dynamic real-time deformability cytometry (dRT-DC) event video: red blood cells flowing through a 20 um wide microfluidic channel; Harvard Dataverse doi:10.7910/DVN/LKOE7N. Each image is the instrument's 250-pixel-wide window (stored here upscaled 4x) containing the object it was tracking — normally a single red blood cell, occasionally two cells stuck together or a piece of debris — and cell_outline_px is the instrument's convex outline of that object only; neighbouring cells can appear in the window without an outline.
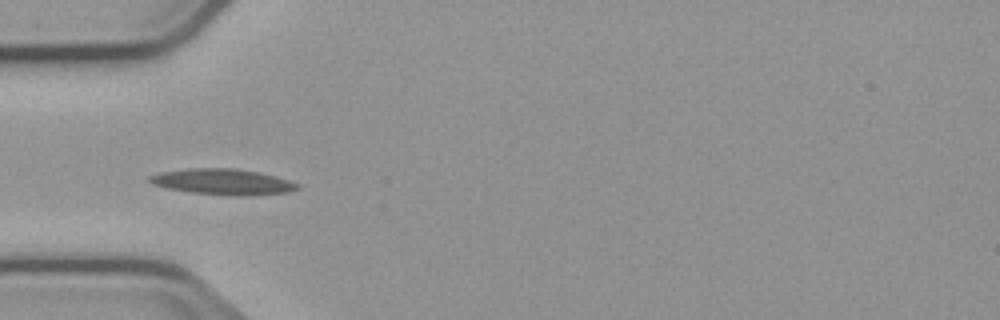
{"species": "common noctule bat (a hibernating species)", "species_latin": "Nyctalus noctula", "temperature_condition": "cold", "stored_images_in_passage": 3, "camera_frame_rate_fps": 3000, "um_per_image_px": 0.085, "animal": {"sex": "male", "body_mass_g": 23.1, "forearm_length_mm": 52.7}, "frame": {"image": 1, "passage_image": 1, "time_ms": 0.0, "image_size_px": [1000, 320], "cell_outline_px": [[300, 188], [288, 192], [248, 196], [236, 196], [192, 192], [168, 188], [152, 184], [148, 180], [148, 176], [160, 172], [192, 168], [236, 168], [276, 176], [300, 184]], "centroid_in_image_um": [18.95, 15.45], "position_along_channel_um": 66.0, "area_um2": 22.2}}
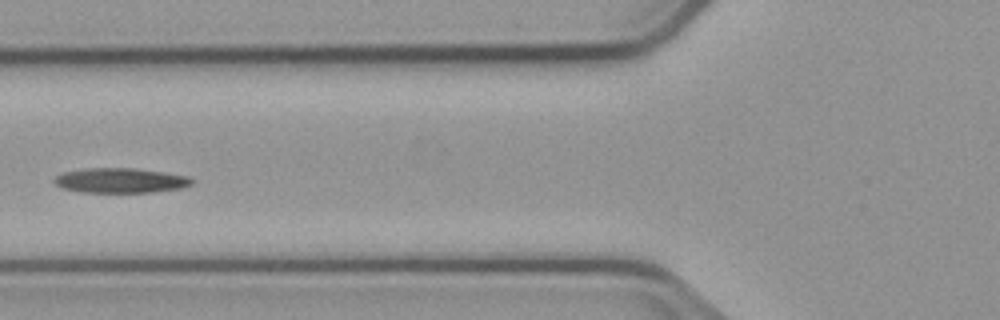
{"frame": {"image": 2, "passage_image": 2, "time_ms": 1.333, "image_size_px": [1000, 320], "cell_outline_px": [[196, 180], [192, 184], [180, 188], [152, 192], [80, 192], [64, 188], [56, 184], [52, 180], [56, 176], [64, 172], [84, 168], [132, 168], [188, 176]], "centroid_in_image_um": [10.23, 15.34], "position_along_channel_um": 115.6, "area_um2": 19.77}}
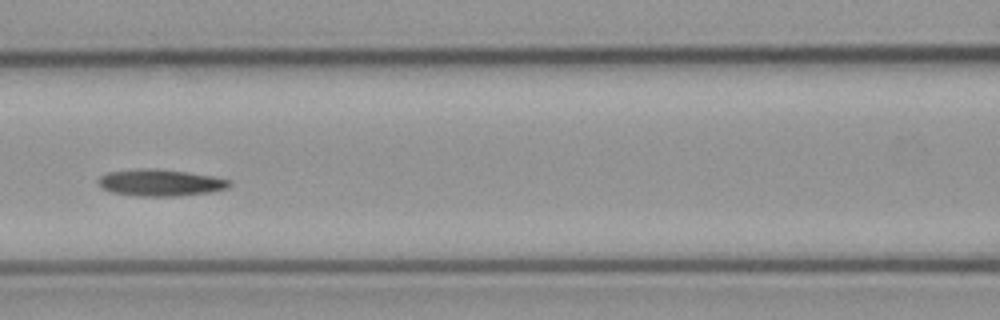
{"frame": {"image": 3, "passage_image": 3, "time_ms": 2.333, "image_size_px": [1000, 320], "cell_outline_px": [[232, 184], [228, 188], [212, 192], [176, 196], [136, 196], [112, 192], [100, 188], [96, 180], [100, 176], [108, 172], [136, 168], [156, 168], [188, 172], [212, 176], [232, 180]], "centroid_in_image_um": [13.62, 15.52], "position_along_channel_um": 153.0, "area_um2": 20.81}}